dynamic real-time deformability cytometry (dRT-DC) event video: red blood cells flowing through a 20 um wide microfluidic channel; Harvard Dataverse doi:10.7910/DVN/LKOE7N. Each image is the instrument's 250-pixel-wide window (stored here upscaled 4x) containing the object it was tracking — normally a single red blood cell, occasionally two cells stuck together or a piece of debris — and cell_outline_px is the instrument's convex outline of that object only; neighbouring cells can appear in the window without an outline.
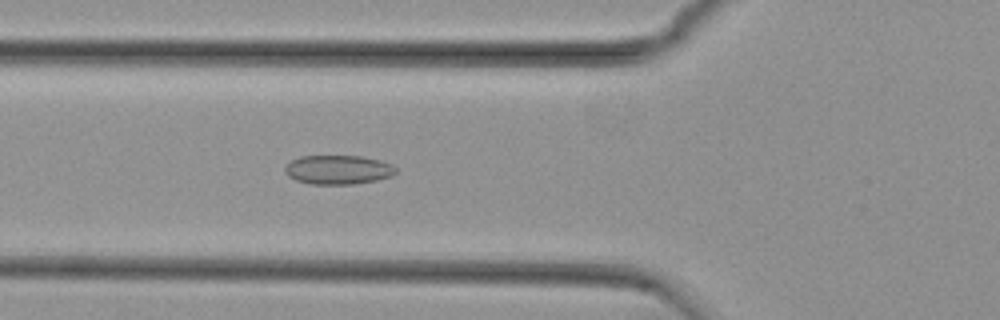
{"species": "common noctule bat (a hibernating species)", "species_latin": "Nyctalus noctula", "temperature_condition": "cold", "stored_images_in_passage": 54, "camera_frame_rate_fps": 3000, "um_per_image_px": 0.085, "animal": {"sex": "female", "body_mass_g": 29.2, "forearm_length_mm": 56.3}, "frame": {"image": 1, "passage_image": 19, "time_ms": 6.0, "image_size_px": [1000, 320], "cell_outline_px": [[396, 172], [392, 176], [376, 180], [352, 184], [308, 184], [296, 180], [288, 176], [284, 172], [284, 168], [292, 160], [300, 156], [360, 156], [380, 160], [392, 164], [396, 168]], "centroid_in_image_um": [28.73, 14.43], "position_along_channel_um": 97.1, "area_um2": 18.84}}
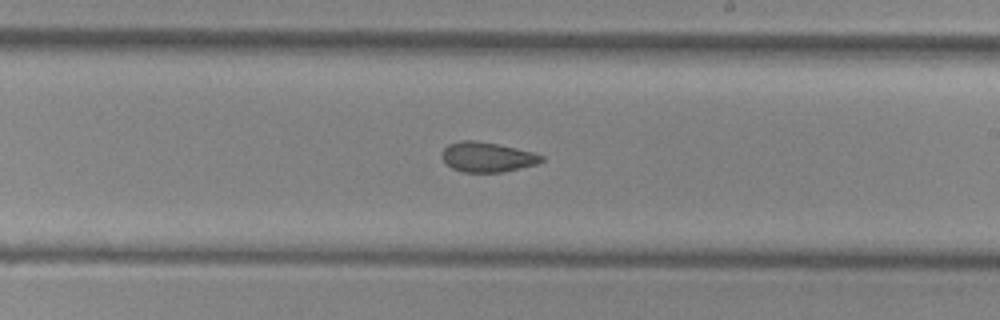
{"frame": {"image": 2, "passage_image": 31, "time_ms": 10.0, "image_size_px": [1000, 320], "cell_outline_px": [[544, 160], [536, 164], [500, 172], [464, 172], [452, 168], [440, 156], [444, 148], [448, 144], [460, 140], [476, 140], [516, 148], [532, 152], [544, 156]], "centroid_in_image_um": [41.39, 13.34], "position_along_channel_um": 247.6, "area_um2": 17.17}}
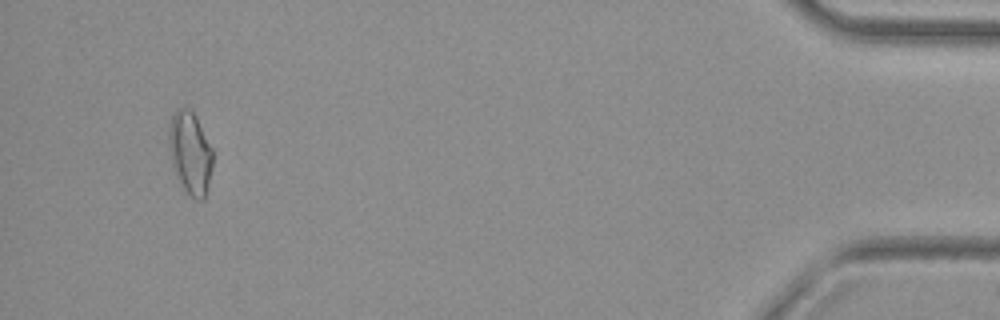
{"frame": {"image": 3, "passage_image": 51, "time_ms": 16.667, "image_size_px": [1000, 320], "cell_outline_px": [[212, 168], [204, 200], [196, 200], [180, 188], [172, 164], [168, 144], [168, 128], [172, 116], [176, 108], [188, 108], [196, 116], [212, 148]], "centroid_in_image_um": [16.14, 13.02], "position_along_channel_um": 419.1, "area_um2": 21.39}, "authors_computed_cell_mechanics": {"area_um2": 18.6694, "velocity_mm_per_s": 3.7576, "shape_relaxation_time_tau1_ms": null, "shape_relaxation_time_tau2_ms": 2.2913, "deformation_change_tau1": null, "deformation_change_tau2": 0.0865}}